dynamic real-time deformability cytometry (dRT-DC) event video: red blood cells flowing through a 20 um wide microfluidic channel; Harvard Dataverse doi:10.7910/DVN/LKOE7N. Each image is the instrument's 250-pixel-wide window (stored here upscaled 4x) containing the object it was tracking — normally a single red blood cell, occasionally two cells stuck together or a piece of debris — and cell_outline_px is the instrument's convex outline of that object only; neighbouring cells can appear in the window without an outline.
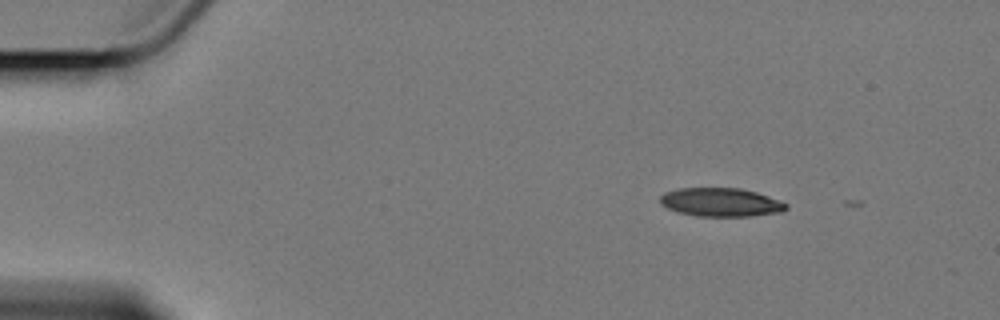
{"species": "Egyptian fruit bat (a non-hibernating species)", "species_latin": "Rousettus aegyptiacus", "temperature_condition": "cold", "stored_images_in_passage": 5, "camera_frame_rate_fps": 3000, "um_per_image_px": 0.085, "animal": {"sex": "female"}, "frame": {"image": 1, "passage_image": 3, "time_ms": 2.333, "image_size_px": [1000, 320], "cell_outline_px": [[788, 208], [780, 212], [748, 216], [700, 216], [676, 212], [660, 204], [660, 196], [664, 192], [676, 188], [740, 188], [756, 192], [768, 196], [788, 204]], "centroid_in_image_um": [61.23, 17.18], "position_along_channel_um": 23.8, "area_um2": 20.98}}